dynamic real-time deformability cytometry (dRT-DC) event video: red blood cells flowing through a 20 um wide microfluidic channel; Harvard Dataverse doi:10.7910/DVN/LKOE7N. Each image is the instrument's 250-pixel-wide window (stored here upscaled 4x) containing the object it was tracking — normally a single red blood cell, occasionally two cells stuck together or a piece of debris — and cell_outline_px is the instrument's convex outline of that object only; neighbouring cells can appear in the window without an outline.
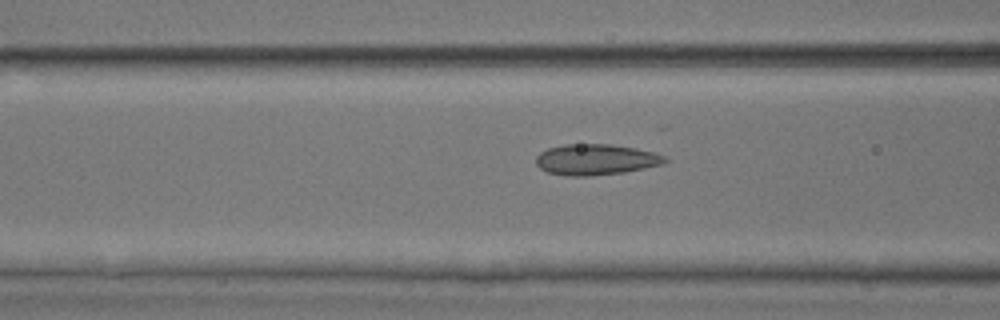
{"species": "common noctule bat (a hibernating species)", "species_latin": "Nyctalus noctula", "temperature_condition": "room temperature", "stored_images_in_passage": 52, "camera_frame_rate_fps": 3000, "um_per_image_px": 0.085, "animal": {"sex": "male", "body_mass_g": 17.9, "forearm_length_mm": 54.2}, "frame": {"image": 1, "passage_image": 21, "time_ms": 6.667, "image_size_px": [1000, 320], "cell_outline_px": [[668, 160], [664, 164], [624, 172], [588, 176], [568, 176], [548, 172], [540, 168], [536, 164], [536, 156], [540, 152], [548, 148], [564, 144], [612, 144], [636, 148], [652, 152], [664, 156]], "centroid_in_image_um": [50.63, 13.56], "position_along_channel_um": 116.0, "area_um2": 23.18}}
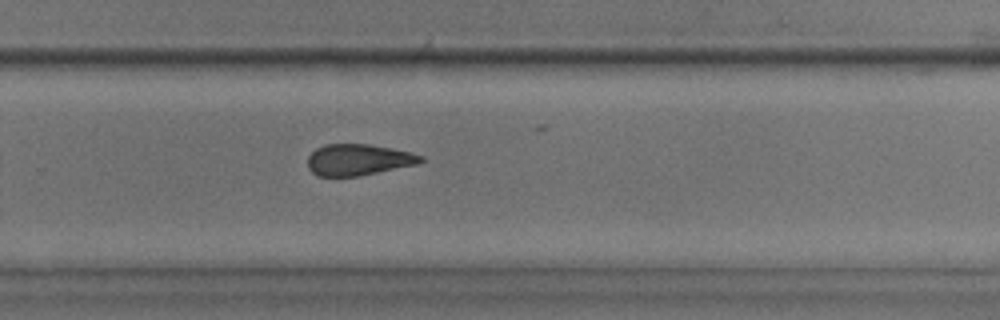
{"frame": {"image": 2, "passage_image": 35, "time_ms": 11.333, "image_size_px": [1000, 320], "cell_outline_px": [[424, 160], [416, 164], [356, 176], [316, 176], [308, 168], [308, 156], [316, 148], [324, 144], [368, 144], [392, 148], [424, 156]], "centroid_in_image_um": [30.41, 13.57], "position_along_channel_um": 299.4, "area_um2": 20.4}}
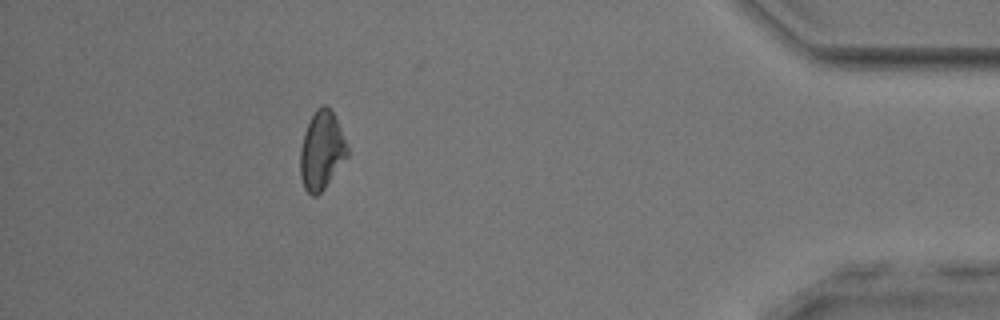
{"frame": {"image": 3, "passage_image": 47, "time_ms": 15.333, "image_size_px": [1000, 320], "cell_outline_px": [[348, 156], [324, 188], [316, 196], [312, 196], [304, 188], [300, 176], [300, 148], [304, 132], [316, 108], [320, 104], [324, 104], [332, 112], [348, 144]], "centroid_in_image_um": [27.33, 12.8], "position_along_channel_um": 407.9, "area_um2": 21.39}, "authors_computed_cell_mechanics": {"area_um2": 21.9351, "velocity_mm_per_s": 3.9438, "shape_relaxation_time_tau1_ms": 6.3369, "shape_relaxation_time_tau2_ms": 1.9448, "deformation_change_tau1": 0.1149, "deformation_change_tau2": 0.1077}}